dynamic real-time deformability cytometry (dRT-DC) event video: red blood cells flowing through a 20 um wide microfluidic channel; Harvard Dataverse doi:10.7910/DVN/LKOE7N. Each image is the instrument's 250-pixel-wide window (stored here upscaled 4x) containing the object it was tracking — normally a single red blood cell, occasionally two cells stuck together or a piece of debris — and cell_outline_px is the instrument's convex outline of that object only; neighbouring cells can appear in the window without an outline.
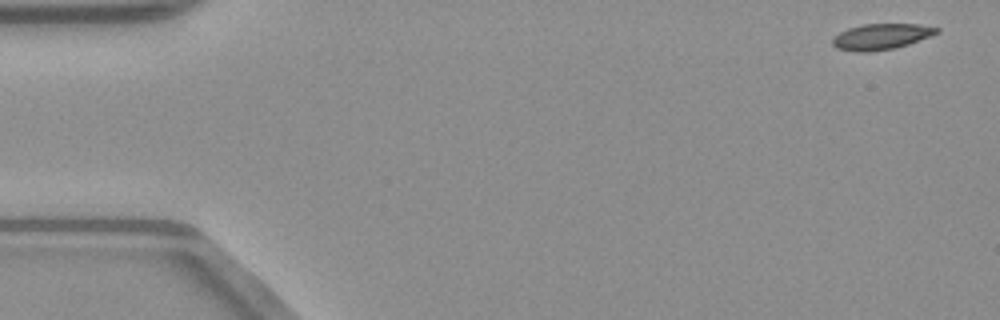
{"species": "common noctule bat (a hibernating species)", "species_latin": "Nyctalus noctula", "temperature_condition": "warm", "stored_images_in_passage": 50, "camera_frame_rate_fps": 3000, "um_per_image_px": 0.085, "animal": {"sex": "male", "body_mass_g": 23.1, "forearm_length_mm": 52.7}, "frame": {"image": 1, "passage_image": 1, "time_ms": 0.0, "image_size_px": [1000, 320], "cell_outline_px": [[940, 32], [908, 44], [892, 48], [868, 52], [856, 52], [836, 48], [832, 44], [832, 36], [848, 28], [864, 24], [920, 24], [940, 28]], "centroid_in_image_um": [74.87, 3.1], "position_along_channel_um": 10.1, "area_um2": 15.66}}
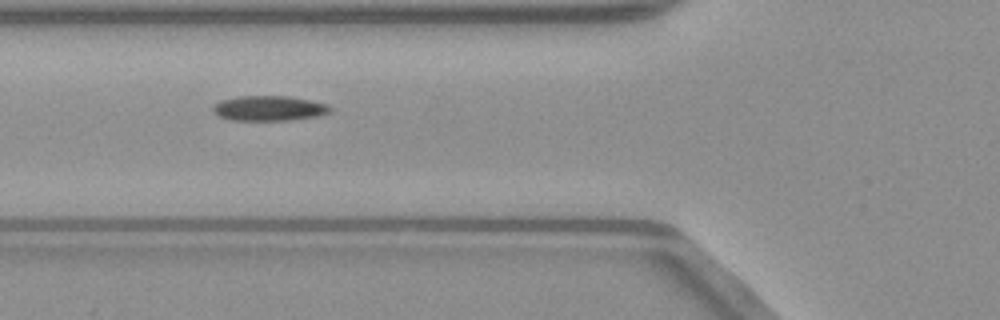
{"frame": {"image": 2, "passage_image": 18, "time_ms": 5.667, "image_size_px": [1000, 320], "cell_outline_px": [[332, 112], [316, 116], [292, 120], [232, 120], [216, 116], [212, 112], [212, 108], [220, 100], [240, 96], [292, 96], [312, 100], [328, 104], [332, 108]], "centroid_in_image_um": [22.88, 9.2], "position_along_channel_um": 102.9, "area_um2": 17.34}}
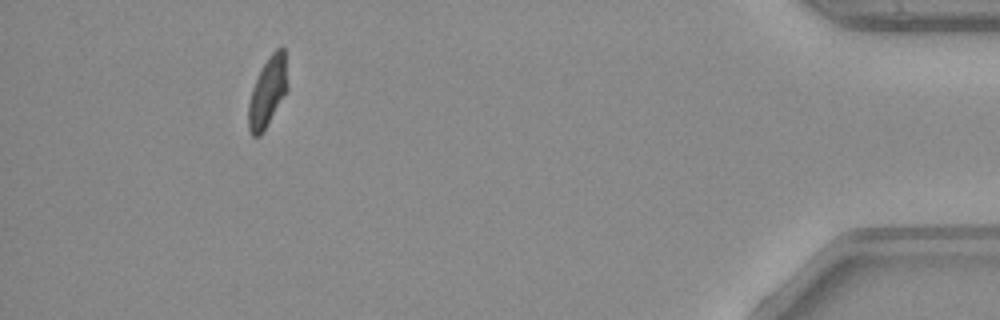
{"frame": {"image": 3, "passage_image": 46, "time_ms": 15.0, "image_size_px": [1000, 320], "cell_outline_px": [[288, 88], [260, 136], [252, 136], [248, 128], [248, 104], [252, 88], [264, 64], [272, 52], [276, 48], [284, 48]], "centroid_in_image_um": [22.73, 7.82], "position_along_channel_um": 412.5, "area_um2": 15.43}, "authors_computed_cell_mechanics": {"area_um2": 16.5886, "velocity_mm_per_s": 4.0429, "shape_relaxation_time_tau1_ms": 6.084, "shape_relaxation_time_tau2_ms": 5.0336, "deformation_change_tau1": 0.153, "deformation_change_tau2": 0.0958}}